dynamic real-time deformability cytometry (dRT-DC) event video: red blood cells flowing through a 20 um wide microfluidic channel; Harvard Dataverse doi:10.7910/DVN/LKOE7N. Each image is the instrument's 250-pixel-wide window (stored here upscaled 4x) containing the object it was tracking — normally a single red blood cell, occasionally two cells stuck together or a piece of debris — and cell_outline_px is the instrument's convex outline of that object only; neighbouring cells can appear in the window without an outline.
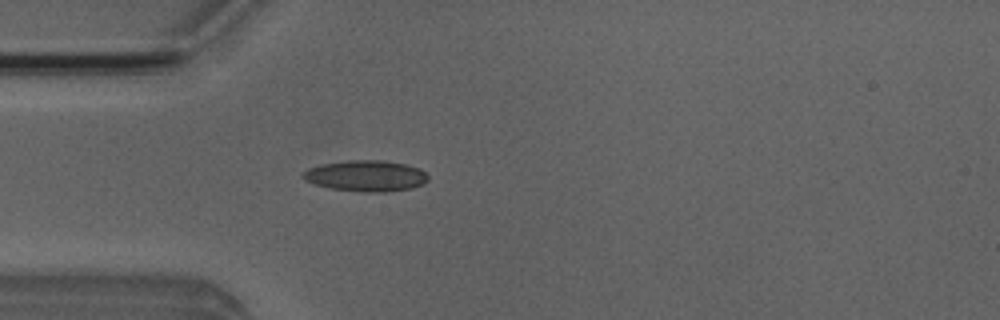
{"species": "Egyptian fruit bat (a non-hibernating species)", "species_latin": "Rousettus aegyptiacus", "temperature_condition": "room temperature", "stored_images_in_passage": 2, "camera_frame_rate_fps": 3000, "um_per_image_px": 0.085, "animal": {"sex": "male"}, "frame": {"image": 1, "passage_image": 2, "time_ms": 1.667, "image_size_px": [1000, 320], "cell_outline_px": [[428, 180], [424, 184], [412, 188], [384, 192], [364, 192], [332, 188], [316, 184], [304, 180], [304, 172], [308, 168], [320, 164], [348, 160], [384, 160], [404, 164], [420, 168], [428, 176]], "centroid_in_image_um": [31.14, 14.94], "position_along_channel_um": 53.9, "area_um2": 22.54}}